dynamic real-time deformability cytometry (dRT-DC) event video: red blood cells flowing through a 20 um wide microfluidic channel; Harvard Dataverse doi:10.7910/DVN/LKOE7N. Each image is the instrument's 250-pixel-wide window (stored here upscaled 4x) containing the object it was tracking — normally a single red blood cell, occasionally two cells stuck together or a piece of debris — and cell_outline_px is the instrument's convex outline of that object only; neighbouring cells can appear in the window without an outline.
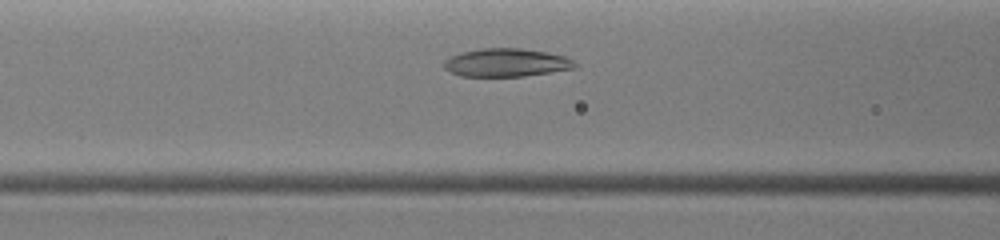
{"species": "common noctule bat (a hibernating species)", "species_latin": "Nyctalus noctula", "temperature_condition": "warm", "stored_images_in_passage": 39, "camera_frame_rate_fps": 3000, "um_per_image_px": 0.085, "animal": {"sex": "female", "body_mass_g": 19.0, "forearm_length_mm": 51.5}, "frame": {"image": 1, "passage_image": 12, "time_ms": 2.0, "image_size_px": [1000, 240], "cell_outline_px": [[576, 68], [524, 76], [460, 76], [444, 68], [444, 60], [448, 56], [460, 52], [480, 48], [520, 48], [548, 52], [564, 56], [572, 60], [576, 64]], "centroid_in_image_um": [43.0, 5.31], "position_along_channel_um": 123.6, "area_um2": 21.56}}
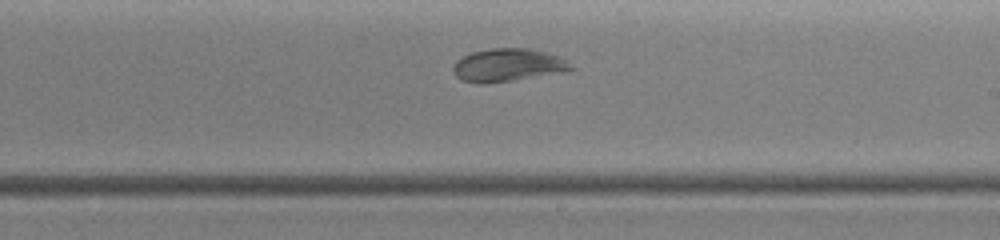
{"frame": {"image": 2, "passage_image": 23, "time_ms": 4.333, "image_size_px": [1000, 240], "cell_outline_px": [[576, 68], [512, 80], [484, 84], [476, 84], [460, 80], [452, 72], [452, 68], [456, 60], [472, 52], [492, 48], [528, 48], [560, 56], [568, 60]], "centroid_in_image_um": [43.1, 5.53], "position_along_channel_um": 245.9, "area_um2": 22.43}}
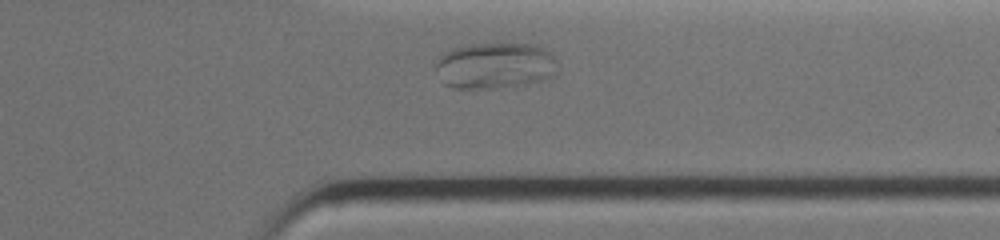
{"frame": {"image": 3, "passage_image": 34, "time_ms": 6.667, "image_size_px": [1000, 240], "cell_outline_px": [[560, 72], [548, 80], [492, 88], [452, 88], [444, 84], [432, 64], [432, 60], [436, 56], [452, 48], [468, 44], [532, 44], [544, 48], [560, 64]], "centroid_in_image_um": [42.05, 5.57], "position_along_channel_um": 369.3, "area_um2": 33.58}}